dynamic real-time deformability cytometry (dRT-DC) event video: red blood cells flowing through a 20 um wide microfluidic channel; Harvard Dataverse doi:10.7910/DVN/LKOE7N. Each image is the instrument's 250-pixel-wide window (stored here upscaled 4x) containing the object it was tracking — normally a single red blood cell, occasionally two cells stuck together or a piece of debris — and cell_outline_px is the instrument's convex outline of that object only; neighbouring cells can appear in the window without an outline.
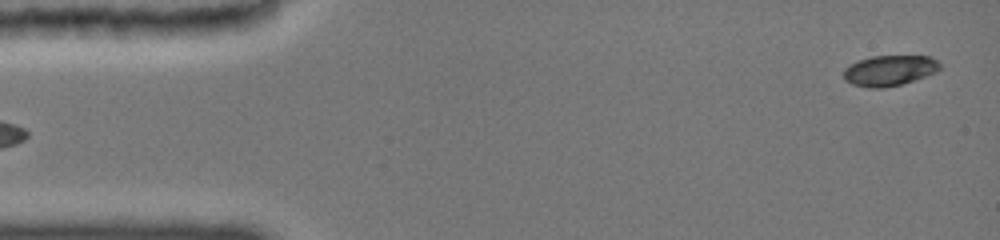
{"species": "common noctule bat (a hibernating species)", "species_latin": "Nyctalus noctula", "temperature_condition": "cold", "stored_images_in_passage": 8, "segment_of_instrument_passage": [2, 2], "camera_frame_rate_fps": 3000, "um_per_image_px": 0.085, "animal": {"sex": "female", "body_mass_g": 19.0, "forearm_length_mm": 51.5}, "frame": {"image": 1, "passage_image": 8, "time_ms": 5.333, "image_size_px": [1000, 240], "cell_outline_px": [[940, 68], [936, 72], [900, 84], [884, 88], [868, 88], [852, 84], [844, 80], [844, 68], [848, 64], [856, 60], [872, 56], [932, 56], [940, 64]], "centroid_in_image_um": [75.55, 5.98], "position_along_channel_um": 9.4, "area_um2": 17.17}}